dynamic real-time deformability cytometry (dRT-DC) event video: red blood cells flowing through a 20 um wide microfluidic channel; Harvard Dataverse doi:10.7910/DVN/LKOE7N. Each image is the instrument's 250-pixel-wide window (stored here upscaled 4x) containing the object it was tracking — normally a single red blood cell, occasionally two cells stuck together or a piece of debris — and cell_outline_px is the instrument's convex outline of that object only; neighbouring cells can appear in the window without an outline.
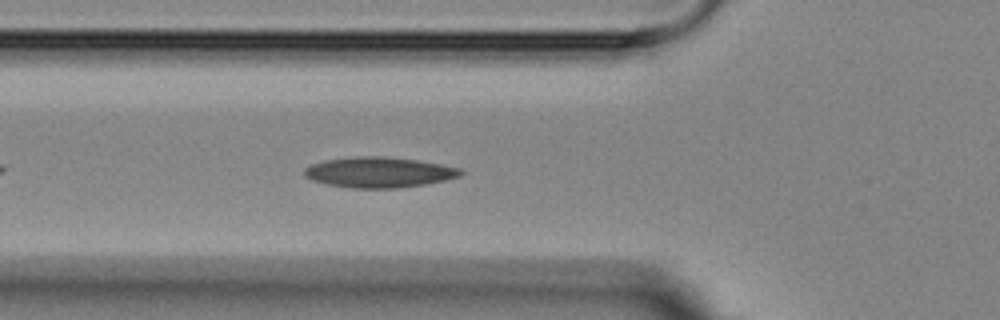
{"species": "Egyptian fruit bat (a non-hibernating species)", "species_latin": "Rousettus aegyptiacus", "temperature_condition": "room temperature", "stored_images_in_passage": 4, "camera_frame_rate_fps": 3000, "um_per_image_px": 0.085, "animal": {"sex": "female"}, "frame": {"image": 1, "passage_image": 4, "time_ms": 3.333, "image_size_px": [1000, 320], "cell_outline_px": [[464, 172], [460, 176], [444, 180], [424, 184], [396, 188], [348, 188], [328, 184], [312, 180], [304, 176], [304, 168], [312, 164], [324, 160], [352, 156], [384, 156], [416, 160], [440, 164], [460, 168]], "centroid_in_image_um": [32.18, 14.64], "position_along_channel_um": 93.6, "area_um2": 27.74}}